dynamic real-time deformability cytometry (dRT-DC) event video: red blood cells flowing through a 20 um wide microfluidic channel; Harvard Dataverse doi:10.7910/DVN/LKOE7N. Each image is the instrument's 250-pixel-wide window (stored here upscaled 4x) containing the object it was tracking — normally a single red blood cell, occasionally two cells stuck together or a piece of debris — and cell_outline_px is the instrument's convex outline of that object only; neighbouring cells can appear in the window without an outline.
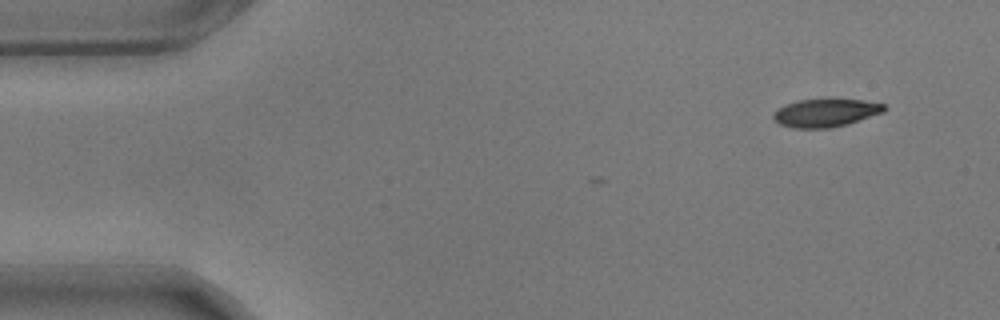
{"species": "common noctule bat (a hibernating species)", "species_latin": "Nyctalus noctula", "temperature_condition": "warm", "stored_images_in_passage": 41, "camera_frame_rate_fps": 3000, "um_per_image_px": 0.085, "animal": {"sex": "male", "body_mass_g": 17.9}, "frame": {"image": 1, "passage_image": 1, "time_ms": 0.0, "image_size_px": [1000, 320], "cell_outline_px": [[888, 108], [884, 112], [848, 124], [828, 128], [792, 128], [780, 124], [772, 116], [784, 104], [800, 100], [864, 100], [884, 104]], "centroid_in_image_um": [70.22, 9.6], "position_along_channel_um": 14.8, "area_um2": 17.86}}
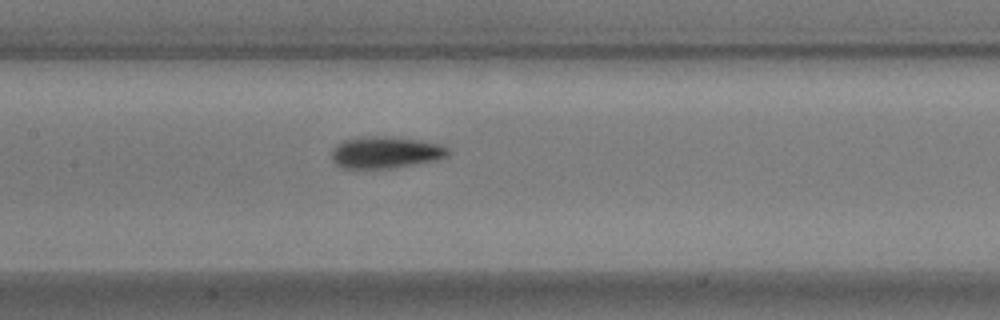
{"frame": {"image": 2, "passage_image": 23, "time_ms": 7.333, "image_size_px": [1000, 320], "cell_outline_px": [[452, 152], [448, 156], [436, 160], [392, 168], [340, 168], [332, 160], [332, 148], [336, 144], [344, 140], [364, 136], [384, 136], [420, 140], [440, 144], [448, 148]], "centroid_in_image_um": [32.77, 12.95], "position_along_channel_um": 174.6, "area_um2": 21.68}}
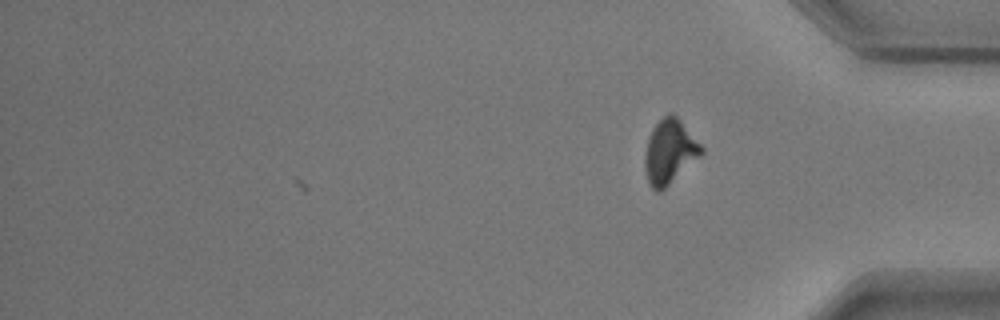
{"frame": {"image": 3, "passage_image": 41, "time_ms": 13.333, "image_size_px": [1000, 320], "cell_outline_px": [[704, 152], [700, 156], [660, 192], [656, 192], [648, 184], [644, 168], [644, 156], [648, 136], [652, 128], [668, 112], [672, 112], [680, 120], [704, 148]], "centroid_in_image_um": [56.89, 12.89], "position_along_channel_um": 378.3, "area_um2": 21.15}, "authors_computed_cell_mechanics": {"area_um2": 20.519, "velocity_mm_per_s": 3.5311, "shape_relaxation_time_tau1_ms": 3.1271, "shape_relaxation_time_tau2_ms": 4.291, "deformation_change_tau1": 0.1462, "deformation_change_tau2": 0.0867}}